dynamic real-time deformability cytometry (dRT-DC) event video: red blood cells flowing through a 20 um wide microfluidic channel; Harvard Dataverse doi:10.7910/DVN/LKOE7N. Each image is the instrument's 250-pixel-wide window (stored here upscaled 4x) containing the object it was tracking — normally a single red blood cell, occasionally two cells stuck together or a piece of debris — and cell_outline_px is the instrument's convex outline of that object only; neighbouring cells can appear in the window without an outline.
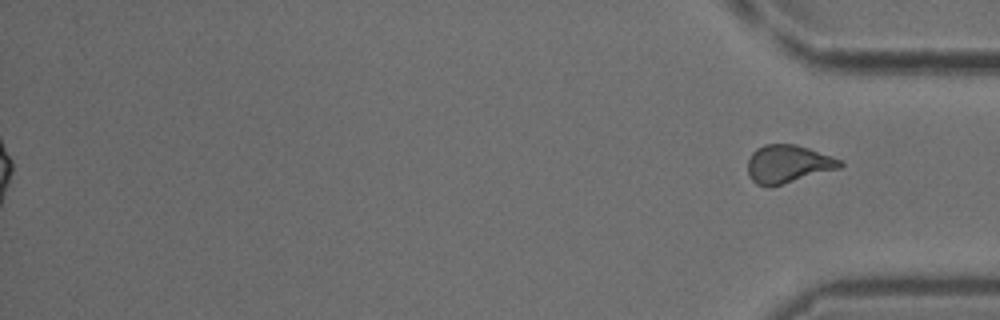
{"species": "common noctule bat (a hibernating species)", "species_latin": "Nyctalus noctula", "temperature_condition": "cold", "stored_images_in_passage": 51, "segment_of_instrument_passage": [2, 2], "camera_frame_rate_fps": 3000, "um_per_image_px": 0.085, "animal": {"sex": "male", "body_mass_g": 18.8}, "frame": {"image": 1, "passage_image": 51, "time_ms": 16.667, "image_size_px": [1000, 320], "cell_outline_px": [[844, 164], [840, 168], [768, 188], [756, 184], [752, 180], [748, 172], [748, 160], [752, 152], [756, 148], [764, 144], [796, 144], [844, 160]], "centroid_in_image_um": [66.98, 13.94], "position_along_channel_um": 368.2, "area_um2": 20.58}}